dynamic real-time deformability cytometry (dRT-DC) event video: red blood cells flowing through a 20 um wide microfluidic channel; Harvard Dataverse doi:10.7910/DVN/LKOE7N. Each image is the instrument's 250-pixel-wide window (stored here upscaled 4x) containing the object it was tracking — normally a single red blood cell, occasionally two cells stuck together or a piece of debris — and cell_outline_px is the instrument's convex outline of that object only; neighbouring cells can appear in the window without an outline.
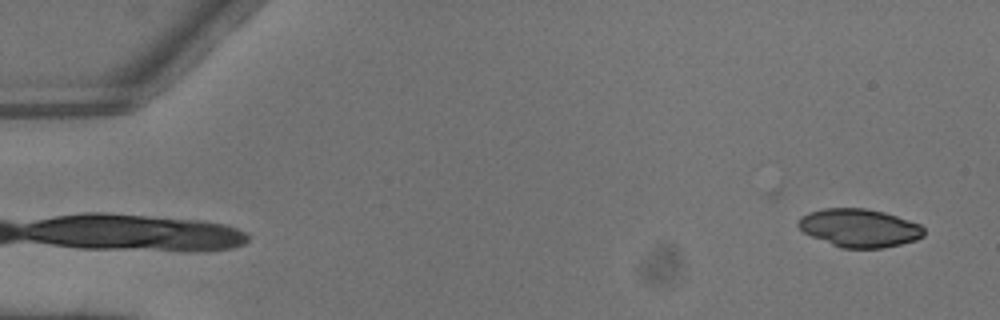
{"species": "common noctule bat (a hibernating species)", "species_latin": "Nyctalus noctula", "temperature_condition": "warm", "stored_images_in_passage": 2, "camera_frame_rate_fps": 3000, "um_per_image_px": 0.085, "animal": {"sex": "male", "body_mass_g": 13.3}, "frame": {"image": 1, "passage_image": 2, "time_ms": 0.333, "image_size_px": [1000, 320], "cell_outline_px": [[924, 236], [916, 240], [884, 248], [840, 248], [812, 236], [804, 232], [796, 224], [796, 220], [800, 216], [808, 212], [824, 208], [864, 208], [884, 212], [920, 224], [924, 228]], "centroid_in_image_um": [73.02, 19.37], "position_along_channel_um": 12.0, "area_um2": 28.03}}